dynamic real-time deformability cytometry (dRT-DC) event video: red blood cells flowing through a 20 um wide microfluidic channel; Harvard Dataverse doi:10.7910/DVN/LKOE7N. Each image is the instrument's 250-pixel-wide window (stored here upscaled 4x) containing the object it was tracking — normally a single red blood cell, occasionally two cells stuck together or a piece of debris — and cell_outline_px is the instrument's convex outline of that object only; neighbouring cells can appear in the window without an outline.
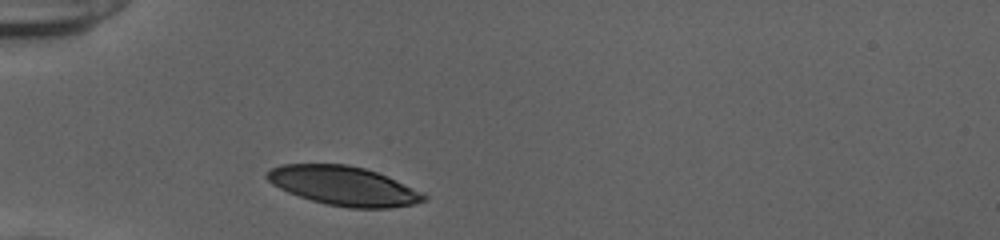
{"species": "human", "species_latin": "Homo sapiens", "temperature_condition": "cold", "stored_images_in_passage": 29, "camera_frame_rate_fps": 3000, "um_per_image_px": 0.085, "donor": {"sex": "female"}, "frame": {"image": 1, "passage_image": 1, "time_ms": 0.0, "image_size_px": [1000, 240], "cell_outline_px": [[428, 200], [412, 204], [388, 208], [348, 208], [324, 204], [288, 192], [272, 184], [264, 176], [272, 168], [280, 164], [348, 164], [364, 168], [388, 176], [428, 196]], "centroid_in_image_um": [29.2, 15.8], "position_along_channel_um": 55.8, "area_um2": 35.66}}
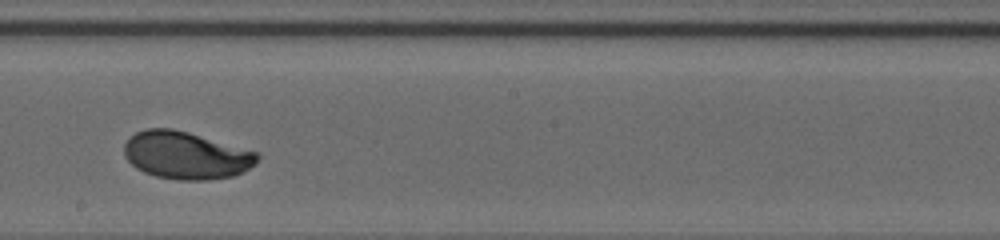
{"frame": {"image": 2, "passage_image": 16, "time_ms": 5.0, "image_size_px": [1000, 240], "cell_outline_px": [[260, 156], [256, 164], [232, 176], [208, 180], [176, 180], [156, 176], [144, 172], [136, 168], [124, 156], [124, 144], [136, 132], [144, 128], [172, 128], [188, 132], [260, 152]], "centroid_in_image_um": [15.82, 13.2], "position_along_channel_um": 232.4, "area_um2": 36.99}}
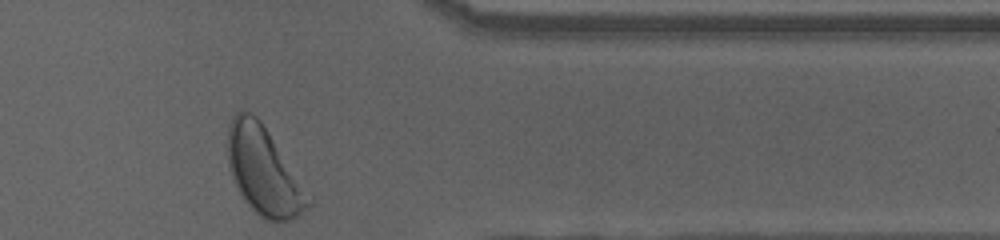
{"frame": {"image": 3, "passage_image": 29, "time_ms": 9.333, "image_size_px": [1000, 240], "cell_outline_px": [[312, 204], [288, 220], [268, 220], [260, 216], [240, 196], [232, 180], [228, 168], [228, 124], [232, 116], [236, 112], [248, 112], [256, 116], [260, 120], [312, 200]], "centroid_in_image_um": [22.34, 14.52], "position_along_channel_um": 389.1, "area_um2": 40.23}, "authors_computed_cell_mechanics": {"area_um2": 36.5874, "velocity_mm_per_s": 3.8231, "shape_relaxation_time_tau1_ms": 2.9242, "shape_relaxation_time_tau2_ms": 1.5067, "deformation_change_tau1": 0.1622, "deformation_change_tau2": 0.0504}}